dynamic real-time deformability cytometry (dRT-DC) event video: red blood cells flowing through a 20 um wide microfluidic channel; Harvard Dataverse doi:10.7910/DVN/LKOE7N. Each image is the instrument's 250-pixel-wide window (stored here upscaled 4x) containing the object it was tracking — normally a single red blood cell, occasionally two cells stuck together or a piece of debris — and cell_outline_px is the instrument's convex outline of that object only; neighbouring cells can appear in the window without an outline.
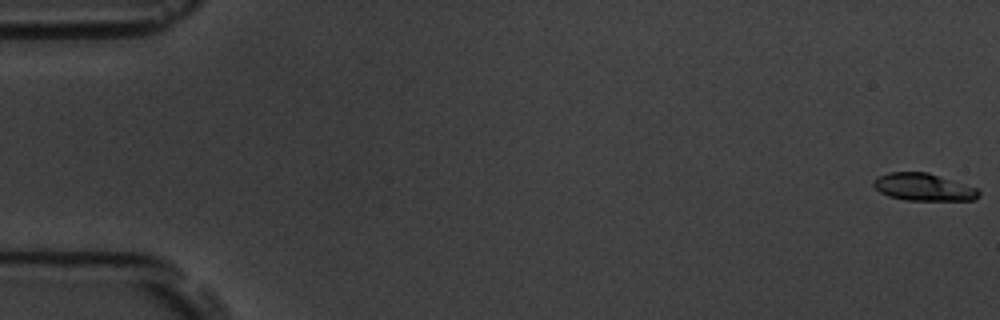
{"species": "common noctule bat (a hibernating species)", "species_latin": "Nyctalus noctula", "temperature_condition": "room temperature", "stored_images_in_passage": 58, "camera_frame_rate_fps": 3000, "um_per_image_px": 0.085, "animal": {"sex": "male", "body_mass_g": 19.5, "forearm_length_mm": 54.6}, "frame": {"image": 1, "passage_image": 1, "time_ms": 0.0, "image_size_px": [1000, 320], "cell_outline_px": [[980, 196], [976, 200], [904, 200], [888, 196], [880, 192], [872, 184], [872, 180], [888, 172], [928, 172], [976, 188], [980, 192]], "centroid_in_image_um": [78.48, 15.91], "position_along_channel_um": 6.5, "area_um2": 16.76}}
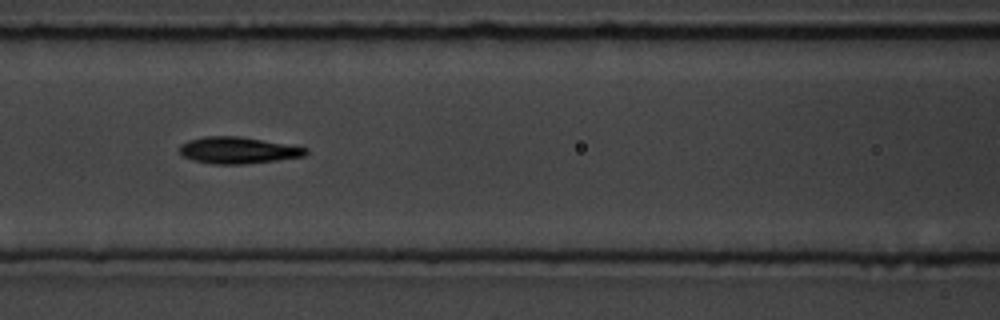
{"frame": {"image": 2, "passage_image": 26, "time_ms": 8.333, "image_size_px": [1000, 320], "cell_outline_px": [[308, 152], [304, 156], [276, 160], [244, 164], [212, 164], [192, 160], [184, 156], [180, 152], [180, 144], [188, 140], [204, 136], [240, 136], [308, 148]], "centroid_in_image_um": [20.2, 12.77], "position_along_channel_um": 146.4, "area_um2": 19.48}}
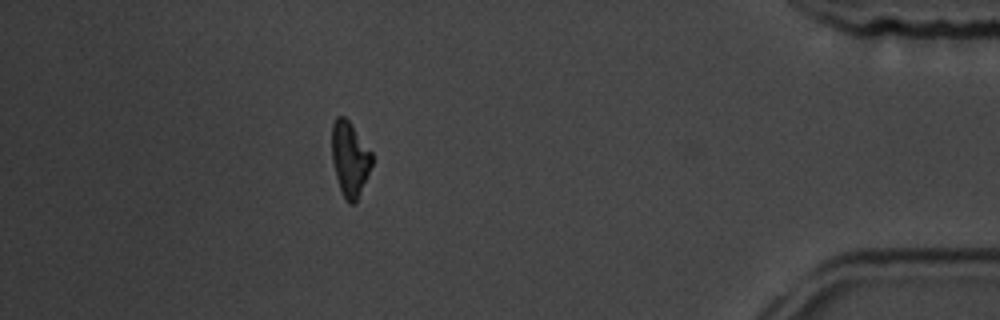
{"frame": {"image": 3, "passage_image": 52, "time_ms": 17.0, "image_size_px": [1000, 320], "cell_outline_px": [[372, 164], [356, 204], [348, 204], [340, 188], [336, 176], [332, 160], [332, 124], [336, 116], [344, 116], [348, 120], [372, 152]], "centroid_in_image_um": [29.73, 13.51], "position_along_channel_um": 405.5, "area_um2": 17.34}, "authors_computed_cell_mechanics": {"area_um2": 18.4093, "velocity_mm_per_s": 3.5458, "shape_relaxation_time_tau1_ms": 3.8824, "shape_relaxation_time_tau2_ms": 4.6396, "deformation_change_tau1": 0.1503, "deformation_change_tau2": 0.1054}}